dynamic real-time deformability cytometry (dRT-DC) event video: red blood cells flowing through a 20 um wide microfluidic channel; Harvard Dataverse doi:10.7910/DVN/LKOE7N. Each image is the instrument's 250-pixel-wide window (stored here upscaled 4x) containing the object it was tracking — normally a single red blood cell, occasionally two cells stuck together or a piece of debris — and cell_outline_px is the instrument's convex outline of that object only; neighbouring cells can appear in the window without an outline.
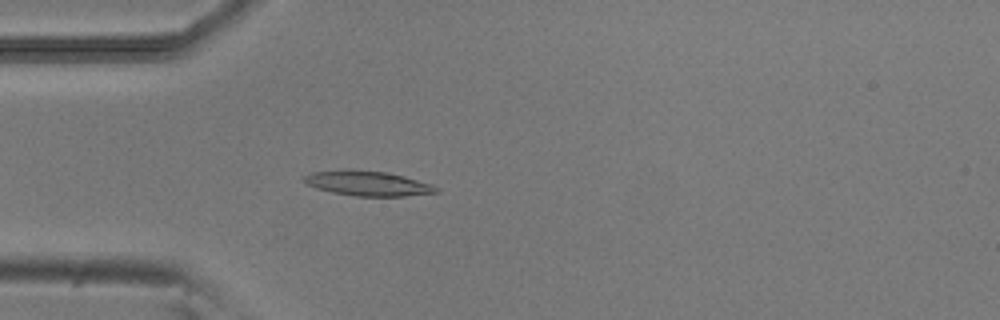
{"species": "common noctule bat (a hibernating species)", "species_latin": "Nyctalus noctula", "temperature_condition": "room temperature", "stored_images_in_passage": 37, "camera_frame_rate_fps": 3000, "um_per_image_px": 0.085, "animal": {"sex": "male", "body_mass_g": 20.5, "forearm_length_mm": 52.5}, "frame": {"image": 1, "passage_image": 14, "time_ms": 4.333, "image_size_px": [1000, 320], "cell_outline_px": [[440, 192], [404, 196], [356, 196], [332, 192], [316, 188], [308, 184], [304, 180], [304, 176], [312, 172], [340, 168], [348, 168], [384, 172], [404, 176], [432, 184], [440, 188]], "centroid_in_image_um": [31.26, 15.57], "position_along_channel_um": 53.7, "area_um2": 19.36}}
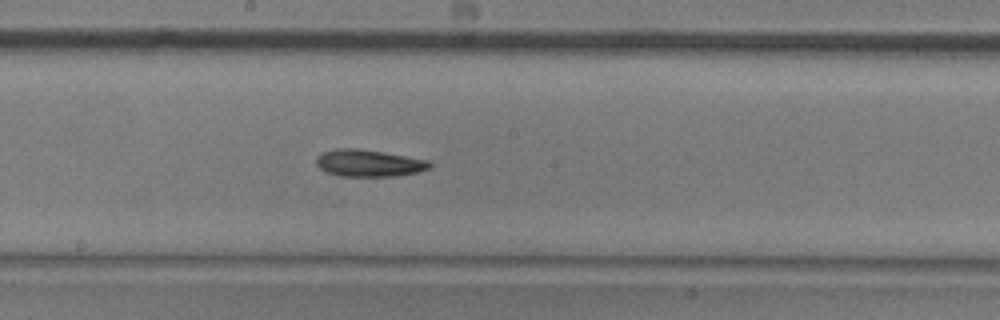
{"frame": {"image": 2, "passage_image": 27, "time_ms": 8.667, "image_size_px": [1000, 320], "cell_outline_px": [[432, 168], [416, 172], [396, 176], [340, 176], [328, 172], [320, 168], [316, 164], [316, 156], [320, 152], [336, 148], [356, 148], [384, 152], [432, 160]], "centroid_in_image_um": [31.37, 13.85], "position_along_channel_um": 216.8, "area_um2": 18.09}}
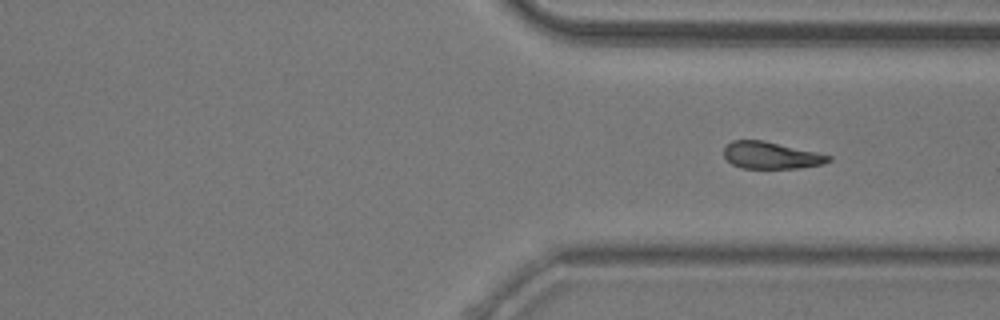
{"frame": {"image": 3, "passage_image": 37, "time_ms": 12.0, "image_size_px": [1000, 320], "cell_outline_px": [[832, 160], [824, 164], [800, 168], [740, 168], [732, 164], [724, 156], [724, 148], [732, 140], [764, 140], [816, 152], [832, 156]], "centroid_in_image_um": [65.55, 13.21], "position_along_channel_um": 345.8, "area_um2": 16.47}}